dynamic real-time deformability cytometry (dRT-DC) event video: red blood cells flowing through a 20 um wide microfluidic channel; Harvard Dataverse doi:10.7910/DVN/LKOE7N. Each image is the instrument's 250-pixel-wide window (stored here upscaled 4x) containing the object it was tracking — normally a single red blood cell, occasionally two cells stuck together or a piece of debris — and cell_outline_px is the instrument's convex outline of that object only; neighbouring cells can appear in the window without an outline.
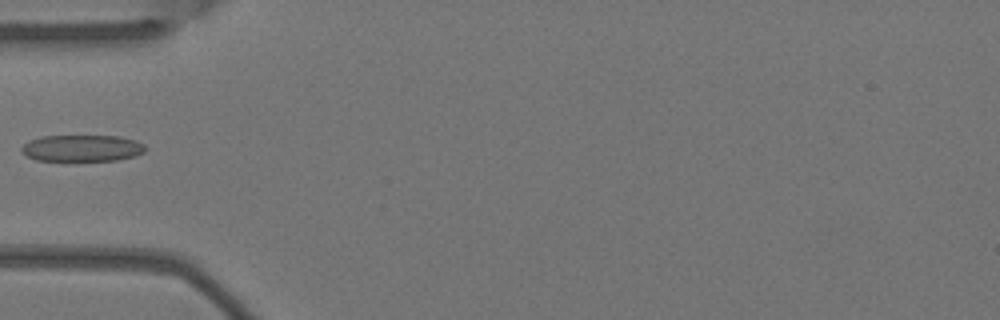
{"species": "Egyptian fruit bat (a non-hibernating species)", "species_latin": "Rousettus aegyptiacus", "temperature_condition": "warm", "stored_images_in_passage": 5, "camera_frame_rate_fps": 3000, "um_per_image_px": 0.085, "animal": {"sex": "female"}, "frame": {"image": 1, "passage_image": 5, "time_ms": 1.333, "image_size_px": [1000, 320], "cell_outline_px": [[148, 148], [144, 152], [136, 156], [116, 160], [76, 164], [36, 160], [28, 156], [20, 148], [28, 140], [44, 136], [120, 136], [136, 140], [144, 144]], "centroid_in_image_um": [7.0, 12.65], "position_along_channel_um": 78.0, "area_um2": 20.29}}